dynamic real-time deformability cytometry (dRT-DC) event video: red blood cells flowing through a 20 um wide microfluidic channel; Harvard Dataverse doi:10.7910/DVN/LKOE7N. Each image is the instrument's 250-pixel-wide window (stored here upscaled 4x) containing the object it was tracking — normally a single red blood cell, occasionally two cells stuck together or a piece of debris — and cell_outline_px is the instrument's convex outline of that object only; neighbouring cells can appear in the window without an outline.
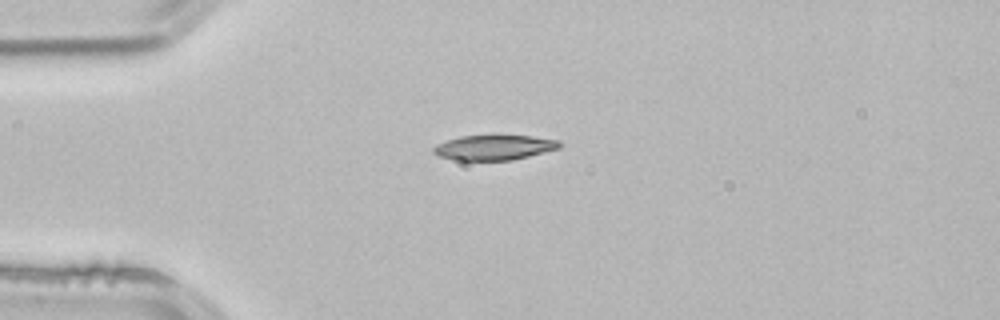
{"species": "common noctule bat (a hibernating species)", "species_latin": "Nyctalus noctula", "temperature_condition": "room temperature", "stored_images_in_passage": 3, "camera_frame_rate_fps": 3000, "um_per_image_px": 0.085, "animal": {"sex": "male", "body_mass_g": 21.5, "forearm_length_mm": 52.0}, "frame": {"image": 1, "passage_image": 3, "time_ms": 0.667, "image_size_px": [1000, 320], "cell_outline_px": [[560, 148], [512, 160], [456, 160], [440, 156], [432, 152], [432, 148], [436, 144], [460, 136], [532, 136], [560, 140]], "centroid_in_image_um": [41.99, 12.54], "position_along_channel_um": 43.0, "area_um2": 18.15}}